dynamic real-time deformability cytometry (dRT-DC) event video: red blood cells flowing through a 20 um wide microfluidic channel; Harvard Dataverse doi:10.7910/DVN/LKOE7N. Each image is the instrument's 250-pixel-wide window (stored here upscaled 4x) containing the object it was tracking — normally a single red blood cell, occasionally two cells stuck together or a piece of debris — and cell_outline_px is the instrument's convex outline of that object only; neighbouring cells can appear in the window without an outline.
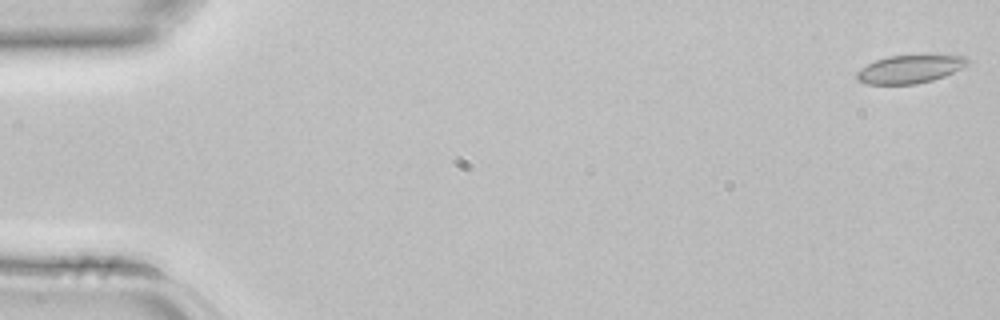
{"species": "common noctule bat (a hibernating species)", "species_latin": "Nyctalus noctula", "temperature_condition": "room temperature", "stored_images_in_passage": 4, "segment_of_instrument_passage": [2, 2], "camera_frame_rate_fps": 3000, "um_per_image_px": 0.085, "animal": {"sex": "female", "body_mass_g": 22.7, "forearm_length_mm": 54.2}, "frame": {"image": 1, "passage_image": 4, "time_ms": 1.0, "image_size_px": [1000, 320], "cell_outline_px": [[968, 64], [944, 76], [932, 80], [916, 84], [868, 84], [860, 80], [856, 76], [856, 72], [860, 68], [876, 60], [888, 56], [964, 56], [968, 60]], "centroid_in_image_um": [77.29, 5.89], "position_along_channel_um": 7.7, "area_um2": 17.63}}